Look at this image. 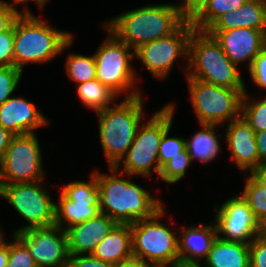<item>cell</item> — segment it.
Here are the masks:
<instances>
[{
  "label": "cell",
  "mask_w": 266,
  "mask_h": 267,
  "mask_svg": "<svg viewBox=\"0 0 266 267\" xmlns=\"http://www.w3.org/2000/svg\"><path fill=\"white\" fill-rule=\"evenodd\" d=\"M108 169L111 174L93 171L100 189L98 206L101 213L118 224H132L153 216L164 206L148 189L132 182L129 177L133 175L119 172L116 167Z\"/></svg>",
  "instance_id": "1"
},
{
  "label": "cell",
  "mask_w": 266,
  "mask_h": 267,
  "mask_svg": "<svg viewBox=\"0 0 266 267\" xmlns=\"http://www.w3.org/2000/svg\"><path fill=\"white\" fill-rule=\"evenodd\" d=\"M23 11L14 22V67L24 70L27 64H44L71 48L73 34L47 24L42 17H35L30 9Z\"/></svg>",
  "instance_id": "2"
},
{
  "label": "cell",
  "mask_w": 266,
  "mask_h": 267,
  "mask_svg": "<svg viewBox=\"0 0 266 267\" xmlns=\"http://www.w3.org/2000/svg\"><path fill=\"white\" fill-rule=\"evenodd\" d=\"M186 18L173 3L149 4L121 13L103 25L133 50L173 33Z\"/></svg>",
  "instance_id": "3"
},
{
  "label": "cell",
  "mask_w": 266,
  "mask_h": 267,
  "mask_svg": "<svg viewBox=\"0 0 266 267\" xmlns=\"http://www.w3.org/2000/svg\"><path fill=\"white\" fill-rule=\"evenodd\" d=\"M143 96L122 101L96 113L99 141L107 165L115 167L132 145L139 126L145 121Z\"/></svg>",
  "instance_id": "4"
},
{
  "label": "cell",
  "mask_w": 266,
  "mask_h": 267,
  "mask_svg": "<svg viewBox=\"0 0 266 267\" xmlns=\"http://www.w3.org/2000/svg\"><path fill=\"white\" fill-rule=\"evenodd\" d=\"M206 30L194 29L189 39L186 78L230 89H246L240 69Z\"/></svg>",
  "instance_id": "5"
},
{
  "label": "cell",
  "mask_w": 266,
  "mask_h": 267,
  "mask_svg": "<svg viewBox=\"0 0 266 267\" xmlns=\"http://www.w3.org/2000/svg\"><path fill=\"white\" fill-rule=\"evenodd\" d=\"M175 108V104L167 103L142 122L126 155L115 166L119 171L144 178L156 173L159 178L158 150L163 134L173 126Z\"/></svg>",
  "instance_id": "6"
},
{
  "label": "cell",
  "mask_w": 266,
  "mask_h": 267,
  "mask_svg": "<svg viewBox=\"0 0 266 267\" xmlns=\"http://www.w3.org/2000/svg\"><path fill=\"white\" fill-rule=\"evenodd\" d=\"M102 28L108 35L93 54L96 64V79L107 85L120 97L123 94L126 95L123 98L142 95L141 88L137 86L139 79L136 68L130 62L135 59L134 50L120 41L103 24Z\"/></svg>",
  "instance_id": "7"
},
{
  "label": "cell",
  "mask_w": 266,
  "mask_h": 267,
  "mask_svg": "<svg viewBox=\"0 0 266 267\" xmlns=\"http://www.w3.org/2000/svg\"><path fill=\"white\" fill-rule=\"evenodd\" d=\"M165 214L163 206L153 216L130 224L132 256L156 267H179L178 233L160 222Z\"/></svg>",
  "instance_id": "8"
},
{
  "label": "cell",
  "mask_w": 266,
  "mask_h": 267,
  "mask_svg": "<svg viewBox=\"0 0 266 267\" xmlns=\"http://www.w3.org/2000/svg\"><path fill=\"white\" fill-rule=\"evenodd\" d=\"M186 80L192 109L199 125L224 127L241 116L242 97L246 89L225 88L193 78Z\"/></svg>",
  "instance_id": "9"
},
{
  "label": "cell",
  "mask_w": 266,
  "mask_h": 267,
  "mask_svg": "<svg viewBox=\"0 0 266 267\" xmlns=\"http://www.w3.org/2000/svg\"><path fill=\"white\" fill-rule=\"evenodd\" d=\"M43 181L0 184V197L7 200L27 223L15 229L12 235L33 227L55 224L56 202L52 200L46 186L43 187Z\"/></svg>",
  "instance_id": "10"
},
{
  "label": "cell",
  "mask_w": 266,
  "mask_h": 267,
  "mask_svg": "<svg viewBox=\"0 0 266 267\" xmlns=\"http://www.w3.org/2000/svg\"><path fill=\"white\" fill-rule=\"evenodd\" d=\"M195 28L186 19L173 33L142 44L134 50V57L141 61L157 80H166L178 58L186 59L185 76L188 71L189 39Z\"/></svg>",
  "instance_id": "11"
},
{
  "label": "cell",
  "mask_w": 266,
  "mask_h": 267,
  "mask_svg": "<svg viewBox=\"0 0 266 267\" xmlns=\"http://www.w3.org/2000/svg\"><path fill=\"white\" fill-rule=\"evenodd\" d=\"M36 133L13 136L0 163V184L38 182L45 178Z\"/></svg>",
  "instance_id": "12"
},
{
  "label": "cell",
  "mask_w": 266,
  "mask_h": 267,
  "mask_svg": "<svg viewBox=\"0 0 266 267\" xmlns=\"http://www.w3.org/2000/svg\"><path fill=\"white\" fill-rule=\"evenodd\" d=\"M60 188L55 224L64 231L101 213L98 206L100 189L93 172L90 173L88 182L77 180Z\"/></svg>",
  "instance_id": "13"
},
{
  "label": "cell",
  "mask_w": 266,
  "mask_h": 267,
  "mask_svg": "<svg viewBox=\"0 0 266 267\" xmlns=\"http://www.w3.org/2000/svg\"><path fill=\"white\" fill-rule=\"evenodd\" d=\"M15 235L26 245L37 267H67V235L58 225L33 227Z\"/></svg>",
  "instance_id": "14"
},
{
  "label": "cell",
  "mask_w": 266,
  "mask_h": 267,
  "mask_svg": "<svg viewBox=\"0 0 266 267\" xmlns=\"http://www.w3.org/2000/svg\"><path fill=\"white\" fill-rule=\"evenodd\" d=\"M214 207V222L220 239L249 244L258 236L259 222L241 194L226 199L220 207L217 204Z\"/></svg>",
  "instance_id": "15"
},
{
  "label": "cell",
  "mask_w": 266,
  "mask_h": 267,
  "mask_svg": "<svg viewBox=\"0 0 266 267\" xmlns=\"http://www.w3.org/2000/svg\"><path fill=\"white\" fill-rule=\"evenodd\" d=\"M220 43L225 55L237 66L246 61L247 70L254 58L266 47V30L236 28L207 31Z\"/></svg>",
  "instance_id": "16"
},
{
  "label": "cell",
  "mask_w": 266,
  "mask_h": 267,
  "mask_svg": "<svg viewBox=\"0 0 266 267\" xmlns=\"http://www.w3.org/2000/svg\"><path fill=\"white\" fill-rule=\"evenodd\" d=\"M49 124L50 119L24 97L12 95L0 105V125L14 136L36 133Z\"/></svg>",
  "instance_id": "17"
},
{
  "label": "cell",
  "mask_w": 266,
  "mask_h": 267,
  "mask_svg": "<svg viewBox=\"0 0 266 267\" xmlns=\"http://www.w3.org/2000/svg\"><path fill=\"white\" fill-rule=\"evenodd\" d=\"M225 140L230 150V158L243 173H250L260 166L255 131L240 116L226 124Z\"/></svg>",
  "instance_id": "18"
},
{
  "label": "cell",
  "mask_w": 266,
  "mask_h": 267,
  "mask_svg": "<svg viewBox=\"0 0 266 267\" xmlns=\"http://www.w3.org/2000/svg\"><path fill=\"white\" fill-rule=\"evenodd\" d=\"M118 223L107 214L100 213L82 223L65 230L69 254H92L99 244Z\"/></svg>",
  "instance_id": "19"
},
{
  "label": "cell",
  "mask_w": 266,
  "mask_h": 267,
  "mask_svg": "<svg viewBox=\"0 0 266 267\" xmlns=\"http://www.w3.org/2000/svg\"><path fill=\"white\" fill-rule=\"evenodd\" d=\"M198 223L189 227H182L178 233V251L180 265L202 263L217 238V228L213 221L211 224Z\"/></svg>",
  "instance_id": "20"
},
{
  "label": "cell",
  "mask_w": 266,
  "mask_h": 267,
  "mask_svg": "<svg viewBox=\"0 0 266 267\" xmlns=\"http://www.w3.org/2000/svg\"><path fill=\"white\" fill-rule=\"evenodd\" d=\"M236 28L266 30V2L249 0L235 11L223 13L206 31H225Z\"/></svg>",
  "instance_id": "21"
},
{
  "label": "cell",
  "mask_w": 266,
  "mask_h": 267,
  "mask_svg": "<svg viewBox=\"0 0 266 267\" xmlns=\"http://www.w3.org/2000/svg\"><path fill=\"white\" fill-rule=\"evenodd\" d=\"M92 255L99 260L117 264L132 256V233L130 224H117L96 246Z\"/></svg>",
  "instance_id": "22"
},
{
  "label": "cell",
  "mask_w": 266,
  "mask_h": 267,
  "mask_svg": "<svg viewBox=\"0 0 266 267\" xmlns=\"http://www.w3.org/2000/svg\"><path fill=\"white\" fill-rule=\"evenodd\" d=\"M203 264L206 267H250L249 244L217 236Z\"/></svg>",
  "instance_id": "23"
},
{
  "label": "cell",
  "mask_w": 266,
  "mask_h": 267,
  "mask_svg": "<svg viewBox=\"0 0 266 267\" xmlns=\"http://www.w3.org/2000/svg\"><path fill=\"white\" fill-rule=\"evenodd\" d=\"M202 129L195 132L191 138L185 139L187 152L192 162L200 160L204 167L208 162L215 160L218 153H221V134H217V125H199Z\"/></svg>",
  "instance_id": "24"
},
{
  "label": "cell",
  "mask_w": 266,
  "mask_h": 267,
  "mask_svg": "<svg viewBox=\"0 0 266 267\" xmlns=\"http://www.w3.org/2000/svg\"><path fill=\"white\" fill-rule=\"evenodd\" d=\"M75 91L81 104L95 113L114 105L115 99L119 98L113 90L97 79L77 84Z\"/></svg>",
  "instance_id": "25"
},
{
  "label": "cell",
  "mask_w": 266,
  "mask_h": 267,
  "mask_svg": "<svg viewBox=\"0 0 266 267\" xmlns=\"http://www.w3.org/2000/svg\"><path fill=\"white\" fill-rule=\"evenodd\" d=\"M249 0H208L190 19L197 30H206L223 13L239 9Z\"/></svg>",
  "instance_id": "26"
},
{
  "label": "cell",
  "mask_w": 266,
  "mask_h": 267,
  "mask_svg": "<svg viewBox=\"0 0 266 267\" xmlns=\"http://www.w3.org/2000/svg\"><path fill=\"white\" fill-rule=\"evenodd\" d=\"M64 67L67 76L76 85L96 79V64L93 55L69 53Z\"/></svg>",
  "instance_id": "27"
},
{
  "label": "cell",
  "mask_w": 266,
  "mask_h": 267,
  "mask_svg": "<svg viewBox=\"0 0 266 267\" xmlns=\"http://www.w3.org/2000/svg\"><path fill=\"white\" fill-rule=\"evenodd\" d=\"M245 185L241 192L248 202L255 219L260 223L266 218V187L260 185L249 173L244 174Z\"/></svg>",
  "instance_id": "28"
},
{
  "label": "cell",
  "mask_w": 266,
  "mask_h": 267,
  "mask_svg": "<svg viewBox=\"0 0 266 267\" xmlns=\"http://www.w3.org/2000/svg\"><path fill=\"white\" fill-rule=\"evenodd\" d=\"M248 90L243 94L241 103V116L256 132L266 129V95L261 100L252 99ZM251 98V99H250Z\"/></svg>",
  "instance_id": "29"
},
{
  "label": "cell",
  "mask_w": 266,
  "mask_h": 267,
  "mask_svg": "<svg viewBox=\"0 0 266 267\" xmlns=\"http://www.w3.org/2000/svg\"><path fill=\"white\" fill-rule=\"evenodd\" d=\"M171 127L163 134L158 150L160 168L176 156H190L185 145V138L171 137ZM170 136V137H169Z\"/></svg>",
  "instance_id": "30"
},
{
  "label": "cell",
  "mask_w": 266,
  "mask_h": 267,
  "mask_svg": "<svg viewBox=\"0 0 266 267\" xmlns=\"http://www.w3.org/2000/svg\"><path fill=\"white\" fill-rule=\"evenodd\" d=\"M192 163L190 156H176L161 167L159 178L167 184L174 185L186 175Z\"/></svg>",
  "instance_id": "31"
},
{
  "label": "cell",
  "mask_w": 266,
  "mask_h": 267,
  "mask_svg": "<svg viewBox=\"0 0 266 267\" xmlns=\"http://www.w3.org/2000/svg\"><path fill=\"white\" fill-rule=\"evenodd\" d=\"M23 71L14 66H0V105L17 89Z\"/></svg>",
  "instance_id": "32"
},
{
  "label": "cell",
  "mask_w": 266,
  "mask_h": 267,
  "mask_svg": "<svg viewBox=\"0 0 266 267\" xmlns=\"http://www.w3.org/2000/svg\"><path fill=\"white\" fill-rule=\"evenodd\" d=\"M9 242V258L6 267H37L26 245L15 235Z\"/></svg>",
  "instance_id": "33"
},
{
  "label": "cell",
  "mask_w": 266,
  "mask_h": 267,
  "mask_svg": "<svg viewBox=\"0 0 266 267\" xmlns=\"http://www.w3.org/2000/svg\"><path fill=\"white\" fill-rule=\"evenodd\" d=\"M247 71L253 83L266 90V47L254 58Z\"/></svg>",
  "instance_id": "34"
},
{
  "label": "cell",
  "mask_w": 266,
  "mask_h": 267,
  "mask_svg": "<svg viewBox=\"0 0 266 267\" xmlns=\"http://www.w3.org/2000/svg\"><path fill=\"white\" fill-rule=\"evenodd\" d=\"M14 24L0 34V66H14Z\"/></svg>",
  "instance_id": "35"
},
{
  "label": "cell",
  "mask_w": 266,
  "mask_h": 267,
  "mask_svg": "<svg viewBox=\"0 0 266 267\" xmlns=\"http://www.w3.org/2000/svg\"><path fill=\"white\" fill-rule=\"evenodd\" d=\"M22 11L18 9L14 1L8 3L5 0H0V34L13 26L16 18Z\"/></svg>",
  "instance_id": "36"
},
{
  "label": "cell",
  "mask_w": 266,
  "mask_h": 267,
  "mask_svg": "<svg viewBox=\"0 0 266 267\" xmlns=\"http://www.w3.org/2000/svg\"><path fill=\"white\" fill-rule=\"evenodd\" d=\"M250 267H266V241L256 236L249 243Z\"/></svg>",
  "instance_id": "37"
},
{
  "label": "cell",
  "mask_w": 266,
  "mask_h": 267,
  "mask_svg": "<svg viewBox=\"0 0 266 267\" xmlns=\"http://www.w3.org/2000/svg\"><path fill=\"white\" fill-rule=\"evenodd\" d=\"M67 267H114L113 264L104 262L92 254L76 255L70 254Z\"/></svg>",
  "instance_id": "38"
},
{
  "label": "cell",
  "mask_w": 266,
  "mask_h": 267,
  "mask_svg": "<svg viewBox=\"0 0 266 267\" xmlns=\"http://www.w3.org/2000/svg\"><path fill=\"white\" fill-rule=\"evenodd\" d=\"M208 0H182L175 4L179 12L186 18L191 19Z\"/></svg>",
  "instance_id": "39"
},
{
  "label": "cell",
  "mask_w": 266,
  "mask_h": 267,
  "mask_svg": "<svg viewBox=\"0 0 266 267\" xmlns=\"http://www.w3.org/2000/svg\"><path fill=\"white\" fill-rule=\"evenodd\" d=\"M258 155L261 164H266V129L255 133Z\"/></svg>",
  "instance_id": "40"
},
{
  "label": "cell",
  "mask_w": 266,
  "mask_h": 267,
  "mask_svg": "<svg viewBox=\"0 0 266 267\" xmlns=\"http://www.w3.org/2000/svg\"><path fill=\"white\" fill-rule=\"evenodd\" d=\"M114 267H156L139 257L131 256L127 259L121 260Z\"/></svg>",
  "instance_id": "41"
},
{
  "label": "cell",
  "mask_w": 266,
  "mask_h": 267,
  "mask_svg": "<svg viewBox=\"0 0 266 267\" xmlns=\"http://www.w3.org/2000/svg\"><path fill=\"white\" fill-rule=\"evenodd\" d=\"M14 135H12L9 131L4 129L0 125V163L2 162L5 153L10 145V141Z\"/></svg>",
  "instance_id": "42"
},
{
  "label": "cell",
  "mask_w": 266,
  "mask_h": 267,
  "mask_svg": "<svg viewBox=\"0 0 266 267\" xmlns=\"http://www.w3.org/2000/svg\"><path fill=\"white\" fill-rule=\"evenodd\" d=\"M260 185L266 187V164H261L249 173Z\"/></svg>",
  "instance_id": "43"
},
{
  "label": "cell",
  "mask_w": 266,
  "mask_h": 267,
  "mask_svg": "<svg viewBox=\"0 0 266 267\" xmlns=\"http://www.w3.org/2000/svg\"><path fill=\"white\" fill-rule=\"evenodd\" d=\"M6 242L0 246V267H6L9 258V242Z\"/></svg>",
  "instance_id": "44"
},
{
  "label": "cell",
  "mask_w": 266,
  "mask_h": 267,
  "mask_svg": "<svg viewBox=\"0 0 266 267\" xmlns=\"http://www.w3.org/2000/svg\"><path fill=\"white\" fill-rule=\"evenodd\" d=\"M17 5H20V4H26L27 2H30V1H34L35 5H37V7H39V10L40 9H43L45 8V6L47 5V2H50V0H13Z\"/></svg>",
  "instance_id": "45"
},
{
  "label": "cell",
  "mask_w": 266,
  "mask_h": 267,
  "mask_svg": "<svg viewBox=\"0 0 266 267\" xmlns=\"http://www.w3.org/2000/svg\"><path fill=\"white\" fill-rule=\"evenodd\" d=\"M258 236L261 237L263 240L266 241V218L263 219L259 223V233H258Z\"/></svg>",
  "instance_id": "46"
},
{
  "label": "cell",
  "mask_w": 266,
  "mask_h": 267,
  "mask_svg": "<svg viewBox=\"0 0 266 267\" xmlns=\"http://www.w3.org/2000/svg\"><path fill=\"white\" fill-rule=\"evenodd\" d=\"M179 267H206L203 263H190L179 265Z\"/></svg>",
  "instance_id": "47"
},
{
  "label": "cell",
  "mask_w": 266,
  "mask_h": 267,
  "mask_svg": "<svg viewBox=\"0 0 266 267\" xmlns=\"http://www.w3.org/2000/svg\"><path fill=\"white\" fill-rule=\"evenodd\" d=\"M2 228H0V246L2 245V244H4L6 241V238L4 237V230H1Z\"/></svg>",
  "instance_id": "48"
}]
</instances>
